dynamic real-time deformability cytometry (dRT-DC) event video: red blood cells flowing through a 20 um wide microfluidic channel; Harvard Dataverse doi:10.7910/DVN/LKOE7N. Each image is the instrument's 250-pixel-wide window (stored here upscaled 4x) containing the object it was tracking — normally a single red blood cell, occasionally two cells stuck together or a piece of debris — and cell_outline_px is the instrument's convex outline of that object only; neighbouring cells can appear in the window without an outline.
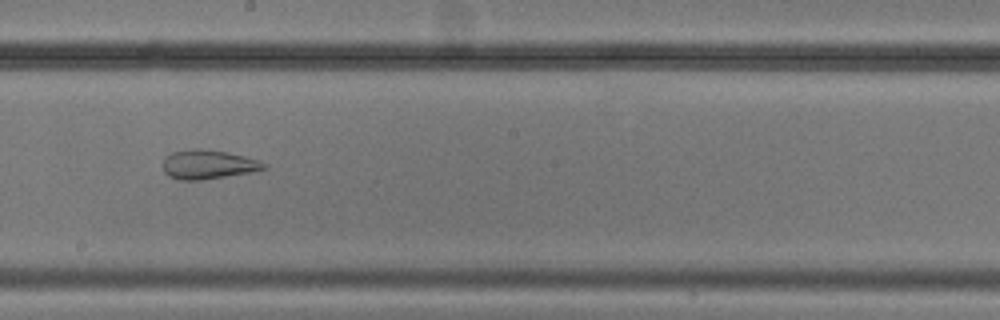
{"species": "common noctule bat (a hibernating species)", "species_latin": "Nyctalus noctula", "temperature_condition": "cold", "stored_images_in_passage": 8, "camera_frame_rate_fps": 3000, "um_per_image_px": 0.085, "animal": {"sex": "male", "body_mass_g": 20.5, "forearm_length_mm": 52.5}, "frame": {"image": 1, "passage_image": 8, "time_ms": 8.333, "image_size_px": [1000, 320], "cell_outline_px": [[268, 168], [248, 172], [204, 180], [180, 180], [168, 176], [164, 172], [164, 156], [172, 152], [192, 148], [200, 148], [224, 152], [244, 156], [260, 160], [268, 164]], "centroid_in_image_um": [17.68, 13.98], "position_along_channel_um": 230.5, "area_um2": 17.17}}